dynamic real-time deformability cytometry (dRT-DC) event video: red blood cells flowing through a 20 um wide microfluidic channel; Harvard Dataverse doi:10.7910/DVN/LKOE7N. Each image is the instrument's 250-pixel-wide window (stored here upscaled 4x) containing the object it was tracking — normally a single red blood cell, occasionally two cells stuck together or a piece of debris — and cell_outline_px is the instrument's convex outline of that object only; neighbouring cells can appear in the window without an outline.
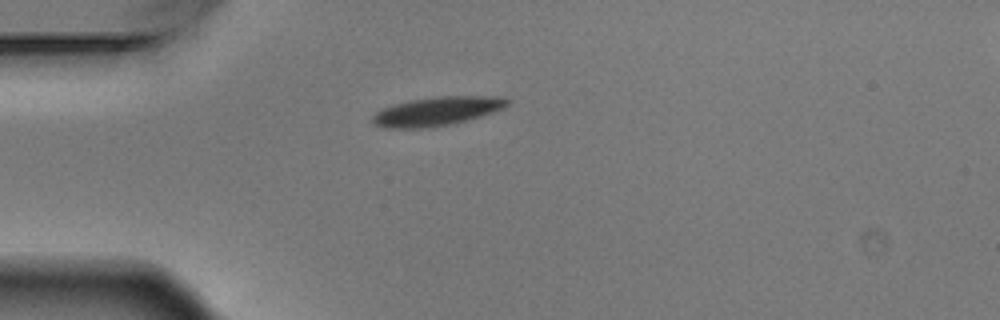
{"species": "Egyptian fruit bat (a non-hibernating species)", "species_latin": "Rousettus aegyptiacus", "temperature_condition": "warm", "stored_images_in_passage": 1, "camera_frame_rate_fps": 3000, "um_per_image_px": 0.085, "animal": {"sex": "male"}, "frame": {"image": 1, "passage_image": 1, "time_ms": 0.0, "image_size_px": [1000, 320], "cell_outline_px": [[512, 100], [504, 108], [480, 116], [448, 124], [424, 128], [384, 128], [372, 124], [372, 116], [376, 112], [392, 104], [412, 100], [440, 96], [504, 96]], "centroid_in_image_um": [37.14, 9.44], "position_along_channel_um": 47.9, "area_um2": 22.54}}